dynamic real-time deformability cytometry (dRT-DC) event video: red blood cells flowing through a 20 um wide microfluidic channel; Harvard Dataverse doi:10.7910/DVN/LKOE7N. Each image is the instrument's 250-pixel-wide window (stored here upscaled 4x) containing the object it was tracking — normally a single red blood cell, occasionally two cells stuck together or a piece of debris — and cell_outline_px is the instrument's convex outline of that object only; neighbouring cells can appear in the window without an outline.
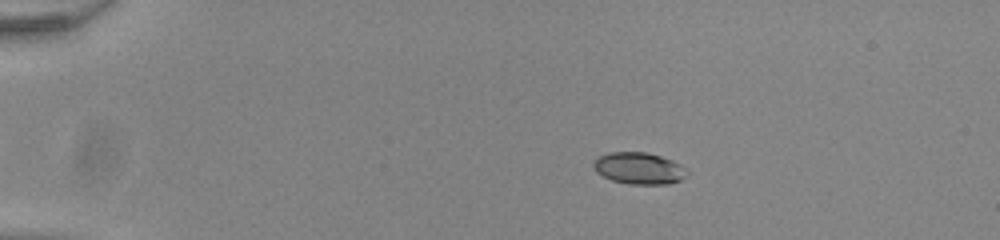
{"species": "common noctule bat (a hibernating species)", "species_latin": "Nyctalus noctula", "temperature_condition": "room temperature", "stored_images_in_passage": 48, "camera_frame_rate_fps": 3000, "um_per_image_px": 0.085, "animal": {"sex": "male", "body_mass_g": 20.0, "forearm_length_mm": 53.3}, "frame": {"image": 1, "passage_image": 5, "time_ms": 1.333, "image_size_px": [1000, 240], "cell_outline_px": [[688, 176], [680, 180], [668, 184], [628, 184], [612, 180], [596, 172], [592, 164], [600, 156], [608, 152], [644, 152], [660, 156], [672, 160], [680, 164], [688, 172]], "centroid_in_image_um": [54.33, 14.31], "position_along_channel_um": 30.7, "area_um2": 17.22}}
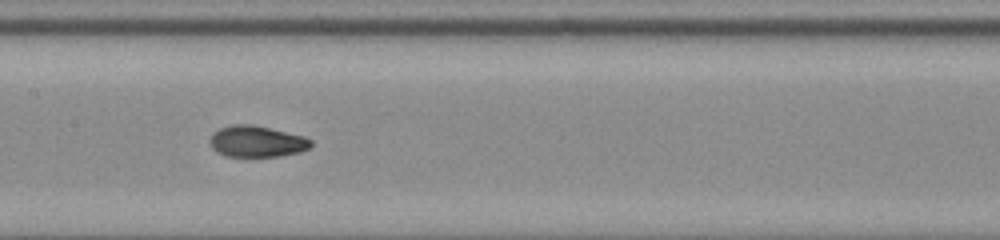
{"frame": {"image": 2, "passage_image": 23, "time_ms": 7.333, "image_size_px": [1000, 240], "cell_outline_px": [[312, 144], [308, 148], [300, 152], [280, 156], [224, 156], [216, 152], [212, 148], [208, 140], [212, 132], [220, 128], [232, 124], [252, 124], [304, 136], [312, 140]], "centroid_in_image_um": [21.78, 12.02], "position_along_channel_um": 185.6, "area_um2": 18.55}}
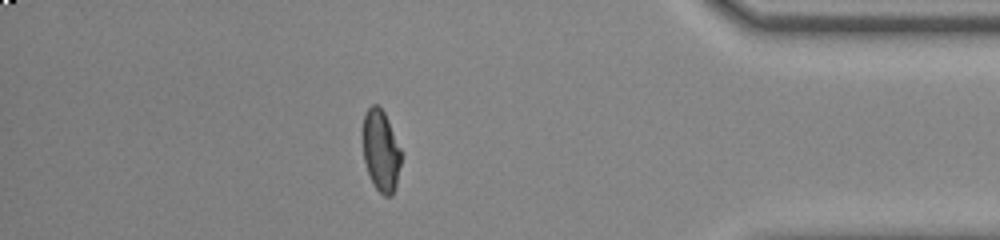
{"frame": {"image": 3, "passage_image": 42, "time_ms": 13.667, "image_size_px": [1000, 240], "cell_outline_px": [[400, 164], [396, 184], [392, 196], [384, 196], [372, 184], [364, 160], [364, 112], [372, 104], [376, 104], [384, 112], [388, 120], [400, 148]], "centroid_in_image_um": [32.37, 12.82], "position_along_channel_um": 402.8, "area_um2": 17.8}, "authors_computed_cell_mechanics": {"area_um2": 18.1203, "velocity_mm_per_s": 3.9124, "shape_relaxation_time_tau1_ms": null, "shape_relaxation_time_tau2_ms": 1.2171, "deformation_change_tau1": null, "deformation_change_tau2": 0.0509}}